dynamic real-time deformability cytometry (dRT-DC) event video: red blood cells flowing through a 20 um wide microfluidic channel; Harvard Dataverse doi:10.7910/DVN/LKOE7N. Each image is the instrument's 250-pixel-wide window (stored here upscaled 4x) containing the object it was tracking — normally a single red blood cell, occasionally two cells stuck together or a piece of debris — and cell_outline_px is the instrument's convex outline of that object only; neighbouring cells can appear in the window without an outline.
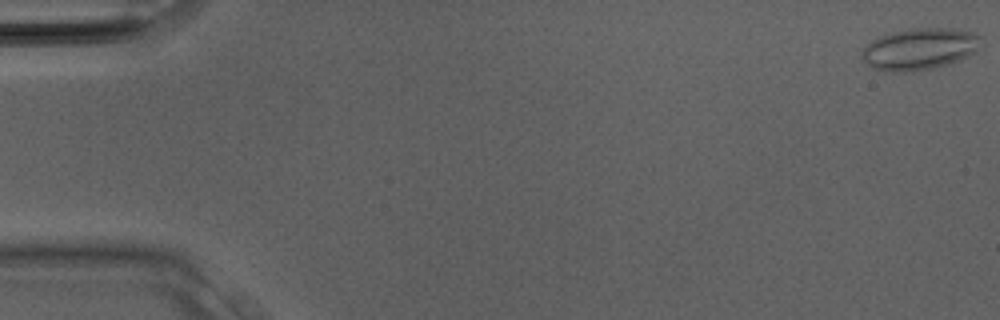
{"species": "Egyptian fruit bat (a non-hibernating species)", "species_latin": "Rousettus aegyptiacus", "temperature_condition": "room temperature", "stored_images_in_passage": 7, "camera_frame_rate_fps": 3000, "um_per_image_px": 0.085, "animal": {"sex": "male"}, "frame": {"image": 1, "passage_image": 1, "time_ms": 0.0, "image_size_px": [1000, 320], "cell_outline_px": [[984, 36], [976, 52], [960, 60], [948, 64], [932, 68], [904, 72], [884, 72], [872, 68], [860, 56], [860, 52], [872, 40], [880, 36], [892, 32], [912, 28], [952, 28], [976, 32]], "centroid_in_image_um": [78.2, 4.15], "position_along_channel_um": 6.8, "area_um2": 29.3}}